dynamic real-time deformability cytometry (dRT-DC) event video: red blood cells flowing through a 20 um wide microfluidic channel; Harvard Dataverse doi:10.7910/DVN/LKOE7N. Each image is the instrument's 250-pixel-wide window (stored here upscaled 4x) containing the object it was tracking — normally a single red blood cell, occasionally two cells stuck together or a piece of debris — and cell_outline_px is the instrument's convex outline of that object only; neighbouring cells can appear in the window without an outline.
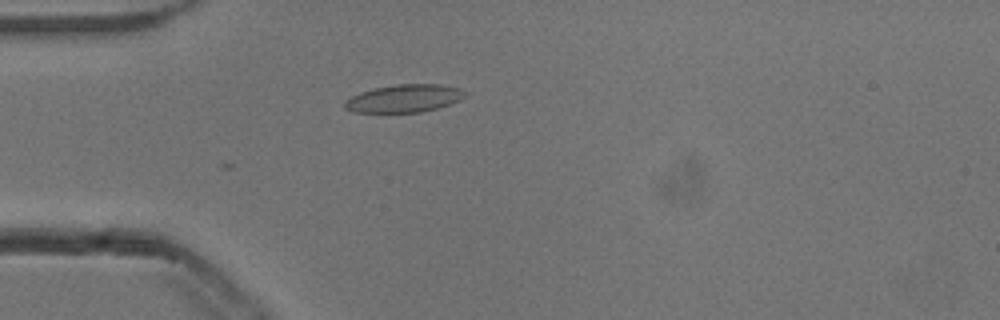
{"species": "common noctule bat (a hibernating species)", "species_latin": "Nyctalus noctula", "temperature_condition": "cold", "stored_images_in_passage": 8, "camera_frame_rate_fps": 3000, "um_per_image_px": 0.085, "animal": {"sex": "male", "body_mass_g": 13.3}, "frame": {"image": 1, "passage_image": 2, "time_ms": 0.333, "image_size_px": [1000, 320], "cell_outline_px": [[468, 92], [460, 100], [436, 108], [420, 112], [356, 112], [344, 108], [344, 100], [360, 92], [376, 88], [396, 84], [440, 84], [460, 88]], "centroid_in_image_um": [34.36, 8.35], "position_along_channel_um": 50.6, "area_um2": 19.36}}
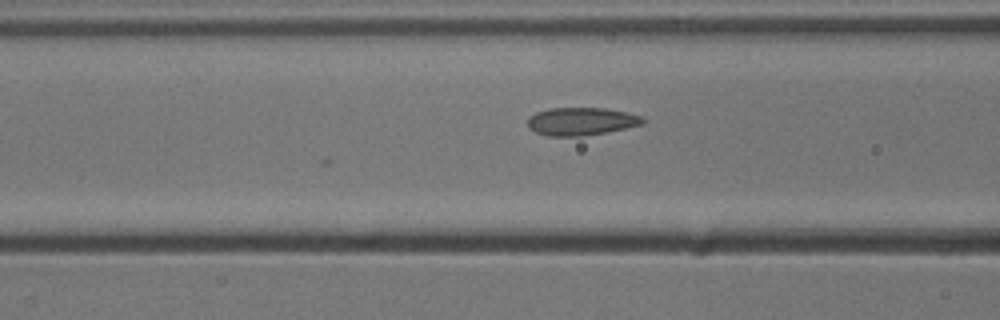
{"frame": {"image": 2, "passage_image": 8, "time_ms": 2.333, "image_size_px": [1000, 320], "cell_outline_px": [[648, 120], [644, 124], [584, 136], [548, 136], [536, 132], [528, 128], [528, 116], [536, 112], [548, 108], [604, 108], [628, 112], [644, 116]], "centroid_in_image_um": [49.43, 10.31], "position_along_channel_um": 117.2, "area_um2": 18.9}}